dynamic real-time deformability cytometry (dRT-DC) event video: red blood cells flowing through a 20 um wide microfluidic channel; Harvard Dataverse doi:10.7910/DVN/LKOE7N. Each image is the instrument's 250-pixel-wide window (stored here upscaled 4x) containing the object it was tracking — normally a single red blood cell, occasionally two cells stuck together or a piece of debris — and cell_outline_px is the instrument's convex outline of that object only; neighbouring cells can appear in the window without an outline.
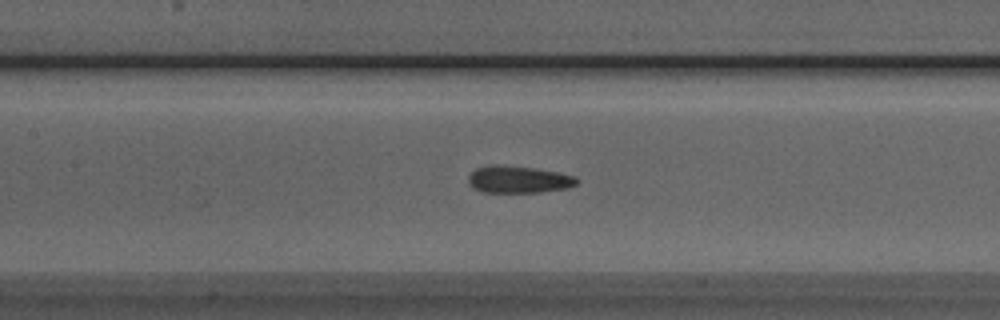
{"species": "Egyptian fruit bat (a non-hibernating species)", "species_latin": "Rousettus aegyptiacus", "temperature_condition": "room temperature", "stored_images_in_passage": 39, "camera_frame_rate_fps": 3000, "um_per_image_px": 0.085, "animal": {"sex": "male"}, "frame": {"image": 1, "passage_image": 21, "time_ms": 6.667, "image_size_px": [1000, 320], "cell_outline_px": [[580, 180], [576, 184], [568, 188], [540, 192], [484, 192], [472, 188], [468, 184], [468, 176], [476, 168], [488, 164], [496, 164], [532, 168], [556, 172], [576, 176]], "centroid_in_image_um": [44.04, 15.25], "position_along_channel_um": 163.4, "area_um2": 17.22}}
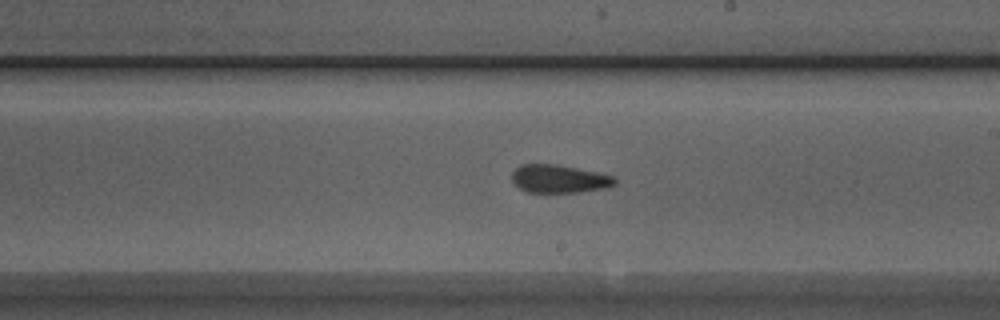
{"frame": {"image": 2, "passage_image": 27, "time_ms": 8.667, "image_size_px": [1000, 320], "cell_outline_px": [[616, 184], [608, 188], [580, 192], [528, 192], [520, 188], [512, 180], [512, 172], [520, 164], [556, 164], [596, 172], [612, 176], [616, 180]], "centroid_in_image_um": [47.53, 15.2], "position_along_channel_um": 241.5, "area_um2": 16.76}}
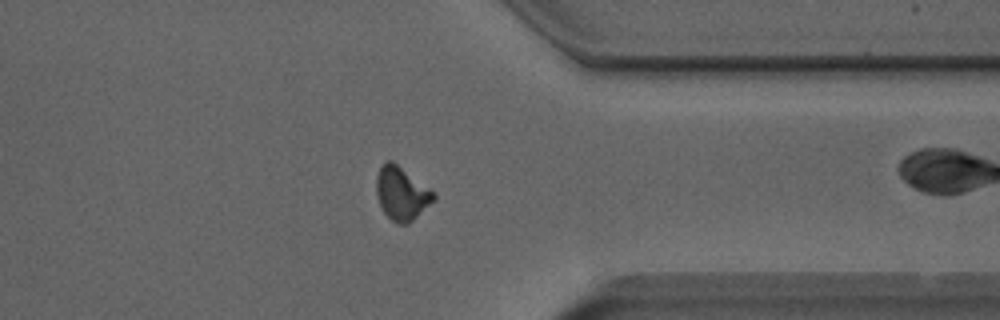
{"frame": {"image": 3, "passage_image": 38, "time_ms": 12.333, "image_size_px": [1000, 320], "cell_outline_px": [[436, 200], [408, 224], [396, 224], [384, 212], [376, 196], [376, 176], [384, 160], [392, 160], [436, 192]], "centroid_in_image_um": [34.16, 16.43], "position_along_channel_um": 377.2, "area_um2": 18.09}}